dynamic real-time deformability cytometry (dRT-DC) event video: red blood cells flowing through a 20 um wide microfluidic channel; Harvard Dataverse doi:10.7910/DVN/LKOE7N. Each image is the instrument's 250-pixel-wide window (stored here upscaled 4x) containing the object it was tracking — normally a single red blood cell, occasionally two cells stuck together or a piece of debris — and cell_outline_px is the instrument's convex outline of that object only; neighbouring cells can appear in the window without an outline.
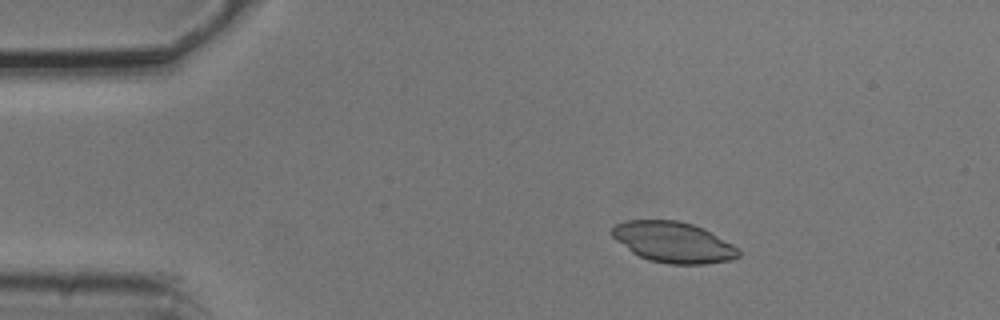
{"species": "common noctule bat (a hibernating species)", "species_latin": "Nyctalus noctula", "temperature_condition": "cold", "stored_images_in_passage": 6, "camera_frame_rate_fps": 3000, "um_per_image_px": 0.085, "animal": {"sex": "male", "body_mass_g": 20.5, "forearm_length_mm": 52.5}, "frame": {"image": 1, "passage_image": 2, "time_ms": 0.333, "image_size_px": [1000, 320], "cell_outline_px": [[740, 256], [732, 260], [704, 264], [668, 264], [648, 260], [632, 252], [616, 240], [612, 236], [612, 228], [616, 224], [628, 220], [680, 220], [704, 228], [740, 248]], "centroid_in_image_um": [57.27, 20.59], "position_along_channel_um": 27.7, "area_um2": 30.17}}